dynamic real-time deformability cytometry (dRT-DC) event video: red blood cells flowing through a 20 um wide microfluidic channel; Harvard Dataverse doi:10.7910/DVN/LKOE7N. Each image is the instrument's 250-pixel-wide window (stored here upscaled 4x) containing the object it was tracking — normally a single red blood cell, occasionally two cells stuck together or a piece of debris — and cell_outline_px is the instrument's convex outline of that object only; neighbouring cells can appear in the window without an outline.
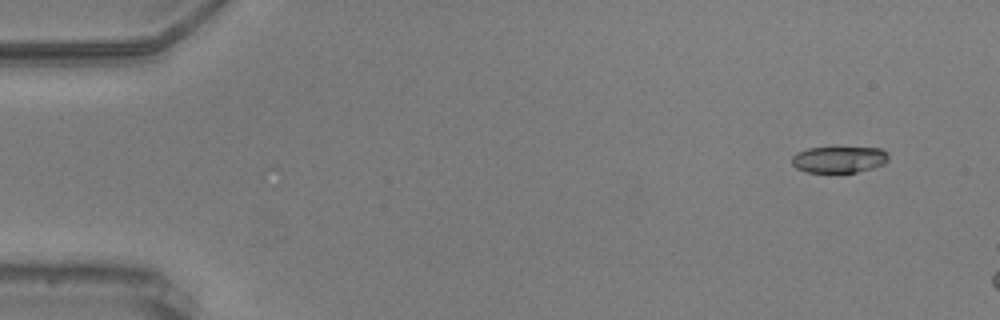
{"species": "common noctule bat (a hibernating species)", "species_latin": "Nyctalus noctula", "temperature_condition": "warm", "stored_images_in_passage": 9, "camera_frame_rate_fps": 3000, "um_per_image_px": 0.085, "animal": {"sex": "male", "body_mass_g": 20.5, "forearm_length_mm": 52.5}, "frame": {"image": 1, "passage_image": 9, "time_ms": 2.667, "image_size_px": [1000, 320], "cell_outline_px": [[888, 160], [884, 164], [872, 168], [840, 176], [808, 172], [796, 168], [792, 164], [792, 156], [796, 152], [808, 148], [880, 148], [888, 156]], "centroid_in_image_um": [71.27, 13.61], "position_along_channel_um": 13.7, "area_um2": 15.37}}